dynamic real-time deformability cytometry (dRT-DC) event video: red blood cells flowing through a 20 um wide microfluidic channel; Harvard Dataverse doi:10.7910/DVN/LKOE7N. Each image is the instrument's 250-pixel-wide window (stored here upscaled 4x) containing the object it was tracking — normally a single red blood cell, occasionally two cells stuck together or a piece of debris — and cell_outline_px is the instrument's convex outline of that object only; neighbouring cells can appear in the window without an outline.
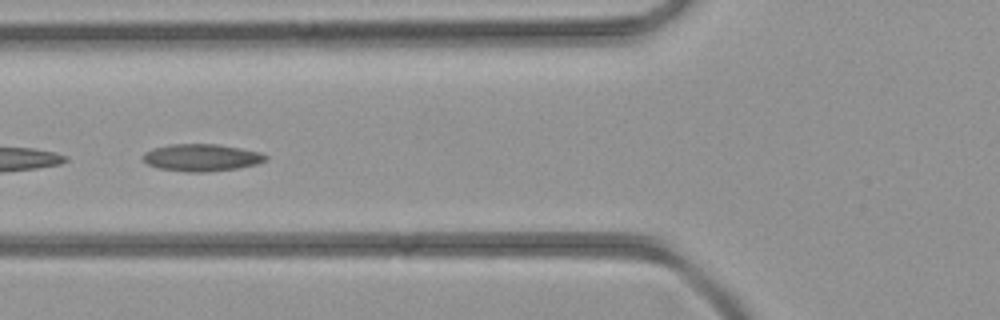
{"species": "common noctule bat (a hibernating species)", "species_latin": "Nyctalus noctula", "temperature_condition": "room temperature", "stored_images_in_passage": 8, "camera_frame_rate_fps": 3000, "um_per_image_px": 0.085, "animal": {"sex": "female", "body_mass_g": 21.9}, "frame": {"image": 1, "passage_image": 5, "time_ms": 1.333, "image_size_px": [1000, 320], "cell_outline_px": [[268, 160], [256, 164], [236, 168], [204, 172], [184, 172], [156, 168], [148, 164], [144, 160], [144, 152], [152, 148], [168, 144], [216, 144], [240, 148], [260, 152], [268, 156]], "centroid_in_image_um": [17.11, 13.39], "position_along_channel_um": 108.7, "area_um2": 19.48}}